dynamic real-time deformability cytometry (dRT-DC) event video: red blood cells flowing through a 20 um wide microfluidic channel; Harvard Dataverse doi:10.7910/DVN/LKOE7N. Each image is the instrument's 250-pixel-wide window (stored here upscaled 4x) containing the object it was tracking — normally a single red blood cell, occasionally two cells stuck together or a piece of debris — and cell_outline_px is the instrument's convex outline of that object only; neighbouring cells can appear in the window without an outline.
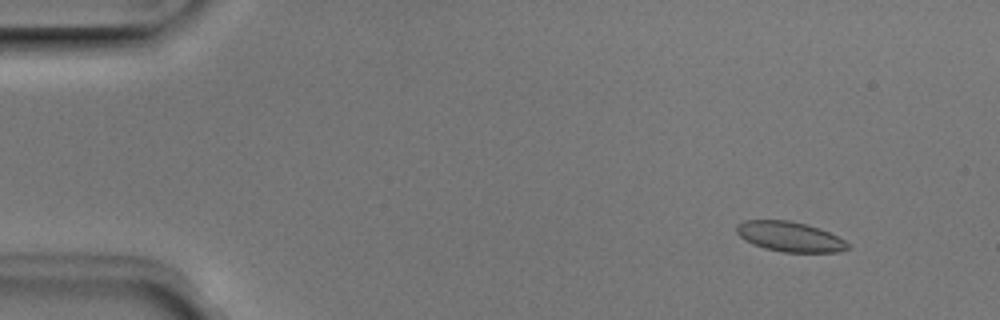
{"species": "Egyptian fruit bat (a non-hibernating species)", "species_latin": "Rousettus aegyptiacus", "temperature_condition": "room temperature", "stored_images_in_passage": 4, "camera_frame_rate_fps": 3000, "um_per_image_px": 0.085, "animal": {"sex": "male"}, "frame": {"image": 1, "passage_image": 2, "time_ms": 0.333, "image_size_px": [1000, 320], "cell_outline_px": [[848, 248], [836, 252], [784, 252], [764, 248], [752, 244], [744, 240], [736, 232], [736, 224], [744, 220], [788, 220], [808, 224], [820, 228], [844, 240], [848, 244]], "centroid_in_image_um": [67.08, 20.1], "position_along_channel_um": 17.9, "area_um2": 19.42}}